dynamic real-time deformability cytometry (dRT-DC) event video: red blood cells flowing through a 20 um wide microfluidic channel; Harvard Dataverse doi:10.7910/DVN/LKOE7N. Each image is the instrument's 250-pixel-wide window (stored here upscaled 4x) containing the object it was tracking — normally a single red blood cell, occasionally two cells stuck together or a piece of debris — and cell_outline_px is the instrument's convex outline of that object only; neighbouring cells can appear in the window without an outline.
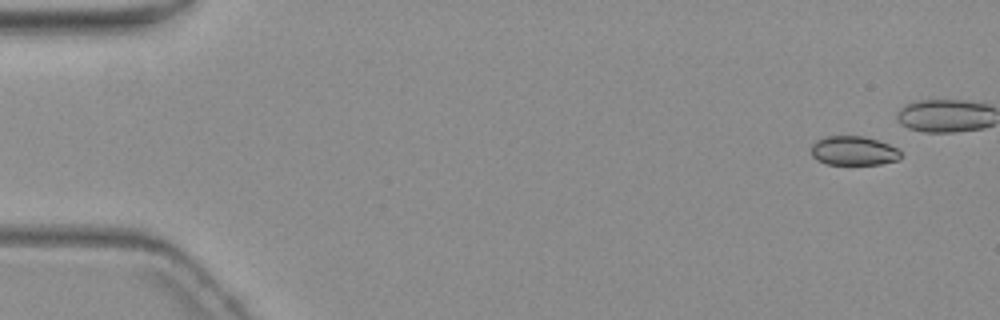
{"species": "common noctule bat (a hibernating species)", "species_latin": "Nyctalus noctula", "temperature_condition": "warm", "stored_images_in_passage": 6, "camera_frame_rate_fps": 3000, "um_per_image_px": 0.085, "animal": {"sex": "female", "body_mass_g": 19.3, "forearm_length_mm": 54.1}, "frame": {"image": 1, "passage_image": 1, "time_ms": 0.0, "image_size_px": [1000, 320], "cell_outline_px": [[900, 160], [880, 164], [828, 164], [816, 160], [812, 156], [812, 144], [816, 140], [824, 136], [864, 136], [880, 140], [896, 148], [900, 152]], "centroid_in_image_um": [72.55, 12.81], "position_along_channel_um": 12.4, "area_um2": 15.32}}
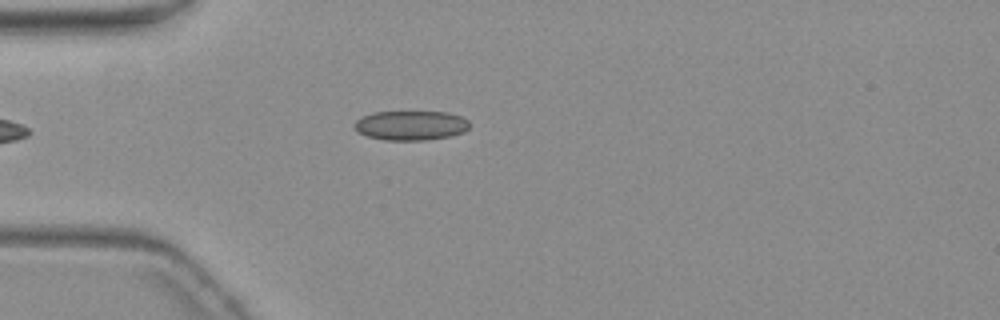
{"frame": {"image": 2, "passage_image": 6, "time_ms": 5.667, "image_size_px": [1000, 320], "cell_outline_px": [[468, 128], [464, 132], [452, 136], [424, 140], [384, 140], [368, 136], [360, 132], [352, 124], [356, 120], [372, 112], [448, 112], [460, 116], [468, 120]], "centroid_in_image_um": [34.93, 10.66], "position_along_channel_um": 50.1, "area_um2": 19.71}}